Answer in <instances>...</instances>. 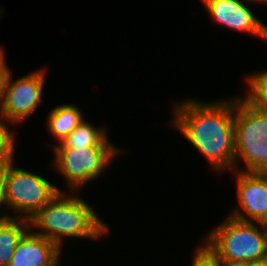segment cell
Segmentation results:
<instances>
[{
	"label": "cell",
	"instance_id": "1",
	"mask_svg": "<svg viewBox=\"0 0 267 266\" xmlns=\"http://www.w3.org/2000/svg\"><path fill=\"white\" fill-rule=\"evenodd\" d=\"M173 106L171 126L206 158L213 170L234 171V97L212 103L189 98Z\"/></svg>",
	"mask_w": 267,
	"mask_h": 266
},
{
	"label": "cell",
	"instance_id": "2",
	"mask_svg": "<svg viewBox=\"0 0 267 266\" xmlns=\"http://www.w3.org/2000/svg\"><path fill=\"white\" fill-rule=\"evenodd\" d=\"M74 193L77 192L69 195L62 189L29 220L30 229L36 228L35 234L56 243L61 249L65 238L98 241L110 230L80 195Z\"/></svg>",
	"mask_w": 267,
	"mask_h": 266
},
{
	"label": "cell",
	"instance_id": "3",
	"mask_svg": "<svg viewBox=\"0 0 267 266\" xmlns=\"http://www.w3.org/2000/svg\"><path fill=\"white\" fill-rule=\"evenodd\" d=\"M220 260L257 261L265 259L267 224L227 216L204 238Z\"/></svg>",
	"mask_w": 267,
	"mask_h": 266
},
{
	"label": "cell",
	"instance_id": "4",
	"mask_svg": "<svg viewBox=\"0 0 267 266\" xmlns=\"http://www.w3.org/2000/svg\"><path fill=\"white\" fill-rule=\"evenodd\" d=\"M234 171L262 172L267 168V111L241 96L234 97ZM244 162L240 168L239 162Z\"/></svg>",
	"mask_w": 267,
	"mask_h": 266
},
{
	"label": "cell",
	"instance_id": "5",
	"mask_svg": "<svg viewBox=\"0 0 267 266\" xmlns=\"http://www.w3.org/2000/svg\"><path fill=\"white\" fill-rule=\"evenodd\" d=\"M2 177L7 208L14 211L11 217L30 220L61 191L43 176L15 167L14 162L2 169Z\"/></svg>",
	"mask_w": 267,
	"mask_h": 266
},
{
	"label": "cell",
	"instance_id": "6",
	"mask_svg": "<svg viewBox=\"0 0 267 266\" xmlns=\"http://www.w3.org/2000/svg\"><path fill=\"white\" fill-rule=\"evenodd\" d=\"M54 154L52 167L66 179L68 191L76 192L91 180H97L116 155L124 152L119 147H51ZM123 150V151H122ZM97 178V179H96Z\"/></svg>",
	"mask_w": 267,
	"mask_h": 266
},
{
	"label": "cell",
	"instance_id": "7",
	"mask_svg": "<svg viewBox=\"0 0 267 266\" xmlns=\"http://www.w3.org/2000/svg\"><path fill=\"white\" fill-rule=\"evenodd\" d=\"M45 71H33L17 80L10 74L0 111L1 118L17 124L39 109L45 85Z\"/></svg>",
	"mask_w": 267,
	"mask_h": 266
},
{
	"label": "cell",
	"instance_id": "8",
	"mask_svg": "<svg viewBox=\"0 0 267 266\" xmlns=\"http://www.w3.org/2000/svg\"><path fill=\"white\" fill-rule=\"evenodd\" d=\"M236 175L238 206L230 216L267 224V179L262 172L232 171Z\"/></svg>",
	"mask_w": 267,
	"mask_h": 266
},
{
	"label": "cell",
	"instance_id": "9",
	"mask_svg": "<svg viewBox=\"0 0 267 266\" xmlns=\"http://www.w3.org/2000/svg\"><path fill=\"white\" fill-rule=\"evenodd\" d=\"M210 18L229 29L267 40V25L256 17L244 0H202Z\"/></svg>",
	"mask_w": 267,
	"mask_h": 266
},
{
	"label": "cell",
	"instance_id": "10",
	"mask_svg": "<svg viewBox=\"0 0 267 266\" xmlns=\"http://www.w3.org/2000/svg\"><path fill=\"white\" fill-rule=\"evenodd\" d=\"M61 248L28 230L17 243L9 266H61Z\"/></svg>",
	"mask_w": 267,
	"mask_h": 266
},
{
	"label": "cell",
	"instance_id": "11",
	"mask_svg": "<svg viewBox=\"0 0 267 266\" xmlns=\"http://www.w3.org/2000/svg\"><path fill=\"white\" fill-rule=\"evenodd\" d=\"M80 107L71 103L60 104L47 116V130L61 143L85 118Z\"/></svg>",
	"mask_w": 267,
	"mask_h": 266
},
{
	"label": "cell",
	"instance_id": "12",
	"mask_svg": "<svg viewBox=\"0 0 267 266\" xmlns=\"http://www.w3.org/2000/svg\"><path fill=\"white\" fill-rule=\"evenodd\" d=\"M108 132L104 127L95 125L83 120L61 143L50 144V147H116L108 138Z\"/></svg>",
	"mask_w": 267,
	"mask_h": 266
},
{
	"label": "cell",
	"instance_id": "13",
	"mask_svg": "<svg viewBox=\"0 0 267 266\" xmlns=\"http://www.w3.org/2000/svg\"><path fill=\"white\" fill-rule=\"evenodd\" d=\"M29 229V220L25 218L0 221V266H9L17 243Z\"/></svg>",
	"mask_w": 267,
	"mask_h": 266
},
{
	"label": "cell",
	"instance_id": "14",
	"mask_svg": "<svg viewBox=\"0 0 267 266\" xmlns=\"http://www.w3.org/2000/svg\"><path fill=\"white\" fill-rule=\"evenodd\" d=\"M246 79L250 88L243 98L251 105L267 111V70L251 73Z\"/></svg>",
	"mask_w": 267,
	"mask_h": 266
},
{
	"label": "cell",
	"instance_id": "15",
	"mask_svg": "<svg viewBox=\"0 0 267 266\" xmlns=\"http://www.w3.org/2000/svg\"><path fill=\"white\" fill-rule=\"evenodd\" d=\"M0 169L12 164L14 161L15 153V136L10 132L6 120L0 119Z\"/></svg>",
	"mask_w": 267,
	"mask_h": 266
},
{
	"label": "cell",
	"instance_id": "16",
	"mask_svg": "<svg viewBox=\"0 0 267 266\" xmlns=\"http://www.w3.org/2000/svg\"><path fill=\"white\" fill-rule=\"evenodd\" d=\"M195 249L192 266H221L218 256L204 242Z\"/></svg>",
	"mask_w": 267,
	"mask_h": 266
},
{
	"label": "cell",
	"instance_id": "17",
	"mask_svg": "<svg viewBox=\"0 0 267 266\" xmlns=\"http://www.w3.org/2000/svg\"><path fill=\"white\" fill-rule=\"evenodd\" d=\"M4 49L0 47V111L3 103L4 92L10 74V67L7 65Z\"/></svg>",
	"mask_w": 267,
	"mask_h": 266
},
{
	"label": "cell",
	"instance_id": "18",
	"mask_svg": "<svg viewBox=\"0 0 267 266\" xmlns=\"http://www.w3.org/2000/svg\"><path fill=\"white\" fill-rule=\"evenodd\" d=\"M4 205L5 207H7L6 202H5V191H4V181H3V177H2V169H0V206ZM11 212H0V221H4L6 219H9Z\"/></svg>",
	"mask_w": 267,
	"mask_h": 266
},
{
	"label": "cell",
	"instance_id": "19",
	"mask_svg": "<svg viewBox=\"0 0 267 266\" xmlns=\"http://www.w3.org/2000/svg\"><path fill=\"white\" fill-rule=\"evenodd\" d=\"M221 266H248V261L220 260Z\"/></svg>",
	"mask_w": 267,
	"mask_h": 266
},
{
	"label": "cell",
	"instance_id": "20",
	"mask_svg": "<svg viewBox=\"0 0 267 266\" xmlns=\"http://www.w3.org/2000/svg\"><path fill=\"white\" fill-rule=\"evenodd\" d=\"M248 266H267V261L265 259L257 261H249Z\"/></svg>",
	"mask_w": 267,
	"mask_h": 266
},
{
	"label": "cell",
	"instance_id": "21",
	"mask_svg": "<svg viewBox=\"0 0 267 266\" xmlns=\"http://www.w3.org/2000/svg\"><path fill=\"white\" fill-rule=\"evenodd\" d=\"M245 2H247V3H252L253 2V3H257V4L260 3V4H263V5L267 4V0H246Z\"/></svg>",
	"mask_w": 267,
	"mask_h": 266
},
{
	"label": "cell",
	"instance_id": "22",
	"mask_svg": "<svg viewBox=\"0 0 267 266\" xmlns=\"http://www.w3.org/2000/svg\"><path fill=\"white\" fill-rule=\"evenodd\" d=\"M262 173L264 174V176H265L266 179H267V168H266L265 170H263Z\"/></svg>",
	"mask_w": 267,
	"mask_h": 266
},
{
	"label": "cell",
	"instance_id": "23",
	"mask_svg": "<svg viewBox=\"0 0 267 266\" xmlns=\"http://www.w3.org/2000/svg\"><path fill=\"white\" fill-rule=\"evenodd\" d=\"M0 7H1V6H0ZM3 11H5V10H2V9L0 8V17H2L1 15H2Z\"/></svg>",
	"mask_w": 267,
	"mask_h": 266
},
{
	"label": "cell",
	"instance_id": "24",
	"mask_svg": "<svg viewBox=\"0 0 267 266\" xmlns=\"http://www.w3.org/2000/svg\"><path fill=\"white\" fill-rule=\"evenodd\" d=\"M265 260L267 261V248H266Z\"/></svg>",
	"mask_w": 267,
	"mask_h": 266
}]
</instances>
